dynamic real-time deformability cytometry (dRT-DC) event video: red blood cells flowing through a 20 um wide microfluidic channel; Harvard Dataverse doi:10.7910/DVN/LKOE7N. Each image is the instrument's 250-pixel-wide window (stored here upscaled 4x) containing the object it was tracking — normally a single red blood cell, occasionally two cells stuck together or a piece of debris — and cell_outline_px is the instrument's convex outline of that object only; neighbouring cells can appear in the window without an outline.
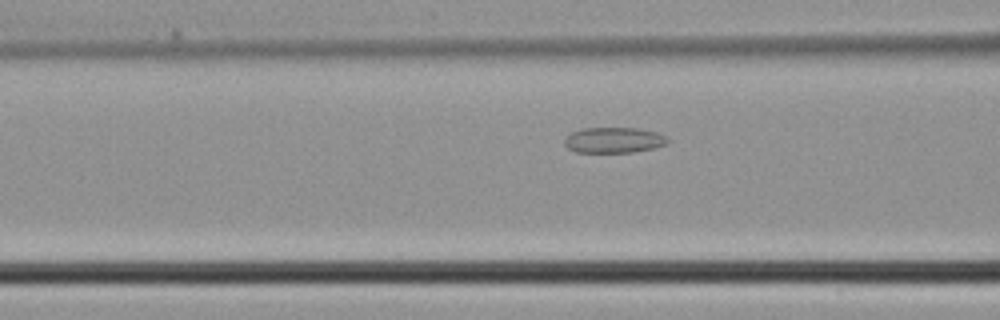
{"species": "common noctule bat (a hibernating species)", "species_latin": "Nyctalus noctula", "temperature_condition": "cold", "stored_images_in_passage": 4, "camera_frame_rate_fps": 3000, "um_per_image_px": 0.085, "animal": {"sex": "male", "body_mass_g": 21.5, "forearm_length_mm": 52.0}, "frame": {"image": 1, "passage_image": 4, "time_ms": 1.0, "image_size_px": [1000, 320], "cell_outline_px": [[668, 144], [652, 148], [632, 152], [576, 152], [568, 148], [564, 144], [564, 136], [572, 132], [584, 128], [636, 128], [656, 132], [668, 136]], "centroid_in_image_um": [52.16, 11.9], "position_along_channel_um": 114.4, "area_um2": 15.43}}